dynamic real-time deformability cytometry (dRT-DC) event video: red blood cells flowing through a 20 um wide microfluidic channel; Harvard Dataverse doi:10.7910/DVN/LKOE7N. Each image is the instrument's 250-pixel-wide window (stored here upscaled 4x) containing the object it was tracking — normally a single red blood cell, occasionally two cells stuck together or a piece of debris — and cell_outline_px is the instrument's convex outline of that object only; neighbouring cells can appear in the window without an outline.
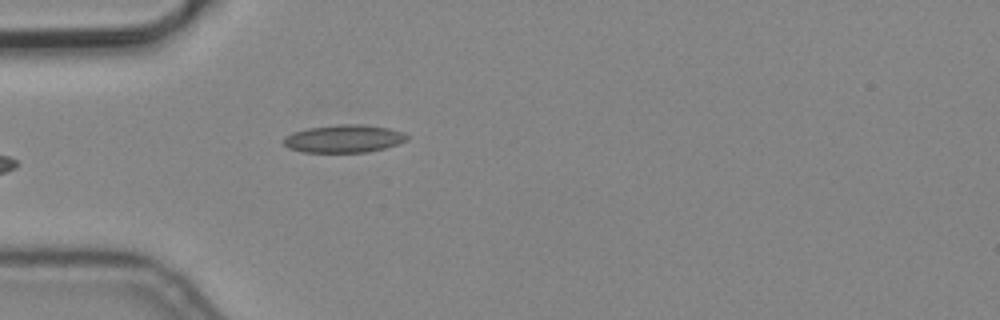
{"species": "common noctule bat (a hibernating species)", "species_latin": "Nyctalus noctula", "temperature_condition": "cold", "stored_images_in_passage": 5, "camera_frame_rate_fps": 3000, "um_per_image_px": 0.085, "animal": {"sex": "male", "body_mass_g": 19.2, "forearm_length_mm": 51.8}, "frame": {"image": 1, "passage_image": 5, "time_ms": 1.333, "image_size_px": [1000, 320], "cell_outline_px": [[408, 140], [384, 148], [368, 152], [304, 152], [288, 148], [284, 144], [284, 136], [308, 128], [336, 124], [364, 124], [388, 128], [404, 132], [408, 136]], "centroid_in_image_um": [29.25, 11.78], "position_along_channel_um": 55.8, "area_um2": 19.94}}